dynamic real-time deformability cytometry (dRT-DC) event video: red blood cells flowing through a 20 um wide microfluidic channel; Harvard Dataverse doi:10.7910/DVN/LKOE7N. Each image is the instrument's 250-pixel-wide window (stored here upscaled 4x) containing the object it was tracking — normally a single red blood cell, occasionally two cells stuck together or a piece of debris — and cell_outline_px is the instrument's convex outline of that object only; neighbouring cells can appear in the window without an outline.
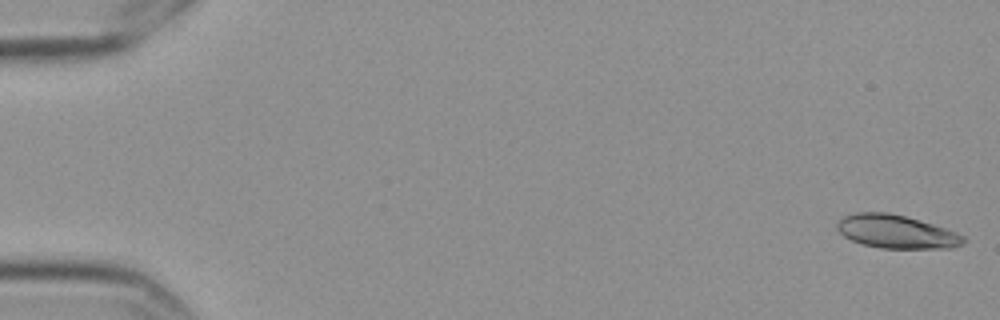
{"species": "Egyptian fruit bat (a non-hibernating species)", "species_latin": "Rousettus aegyptiacus", "temperature_condition": "cold", "stored_images_in_passage": 4, "camera_frame_rate_fps": 3000, "um_per_image_px": 0.085, "frame": {"image": 1, "passage_image": 1, "time_ms": 0.0, "image_size_px": [1000, 320], "cell_outline_px": [[964, 244], [952, 248], [880, 248], [860, 244], [844, 236], [836, 228], [836, 224], [844, 216], [856, 212], [888, 212], [904, 216], [932, 224], [956, 232], [964, 236]], "centroid_in_image_um": [76.17, 19.7], "position_along_channel_um": 8.8, "area_um2": 24.45}}